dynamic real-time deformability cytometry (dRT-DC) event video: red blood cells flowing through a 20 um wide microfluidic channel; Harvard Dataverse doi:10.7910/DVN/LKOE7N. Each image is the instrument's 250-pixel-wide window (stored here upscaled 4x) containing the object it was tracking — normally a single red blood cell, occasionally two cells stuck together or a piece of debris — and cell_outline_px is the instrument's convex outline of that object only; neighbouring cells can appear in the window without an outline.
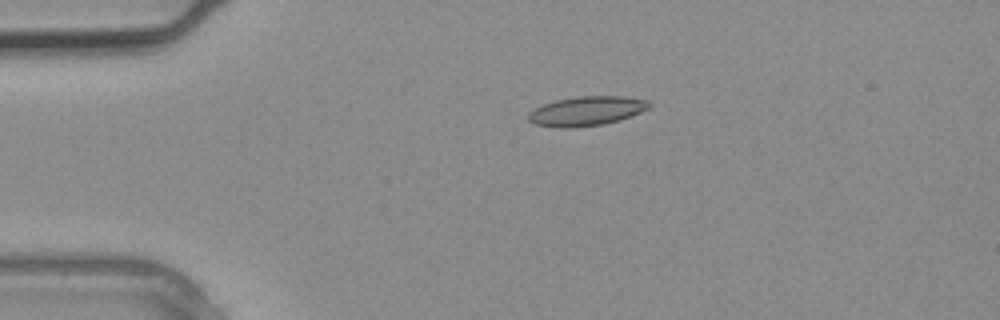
{"species": "common noctule bat (a hibernating species)", "species_latin": "Nyctalus noctula", "temperature_condition": "warm", "stored_images_in_passage": 3, "camera_frame_rate_fps": 3000, "um_per_image_px": 0.085, "animal": {"sex": "male", "body_mass_g": 20.4}, "frame": {"image": 1, "passage_image": 3, "time_ms": 0.667, "image_size_px": [1000, 320], "cell_outline_px": [[652, 104], [648, 108], [640, 112], [604, 124], [572, 128], [560, 128], [536, 124], [528, 120], [528, 112], [544, 104], [556, 100], [576, 96], [624, 96], [648, 100]], "centroid_in_image_um": [49.84, 9.43], "position_along_channel_um": 35.2, "area_um2": 20.52}}